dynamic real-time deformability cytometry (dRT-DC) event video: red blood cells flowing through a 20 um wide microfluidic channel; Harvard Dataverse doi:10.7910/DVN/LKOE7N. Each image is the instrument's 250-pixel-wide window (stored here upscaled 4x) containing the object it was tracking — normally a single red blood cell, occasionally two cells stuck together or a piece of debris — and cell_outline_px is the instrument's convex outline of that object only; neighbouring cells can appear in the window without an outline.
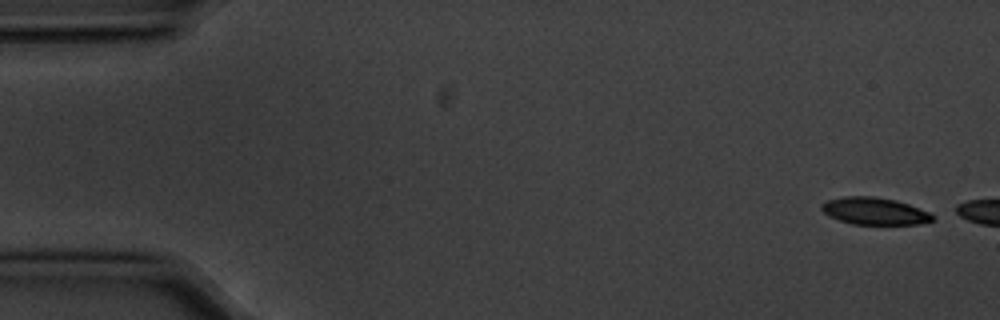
{"species": "common noctule bat (a hibernating species)", "species_latin": "Nyctalus noctula", "temperature_condition": "cold", "stored_images_in_passage": 2, "camera_frame_rate_fps": 3000, "um_per_image_px": 0.085, "animal": {"sex": "male", "body_mass_g": 20.1, "forearm_length_mm": 53.5}, "frame": {"image": 1, "passage_image": 1, "time_ms": 0.0, "image_size_px": [1000, 320], "cell_outline_px": [[936, 220], [920, 224], [852, 224], [828, 216], [820, 208], [820, 204], [828, 200], [844, 196], [872, 196], [896, 200], [932, 212], [936, 216]], "centroid_in_image_um": [74.38, 17.94], "position_along_channel_um": 10.6, "area_um2": 17.8}}